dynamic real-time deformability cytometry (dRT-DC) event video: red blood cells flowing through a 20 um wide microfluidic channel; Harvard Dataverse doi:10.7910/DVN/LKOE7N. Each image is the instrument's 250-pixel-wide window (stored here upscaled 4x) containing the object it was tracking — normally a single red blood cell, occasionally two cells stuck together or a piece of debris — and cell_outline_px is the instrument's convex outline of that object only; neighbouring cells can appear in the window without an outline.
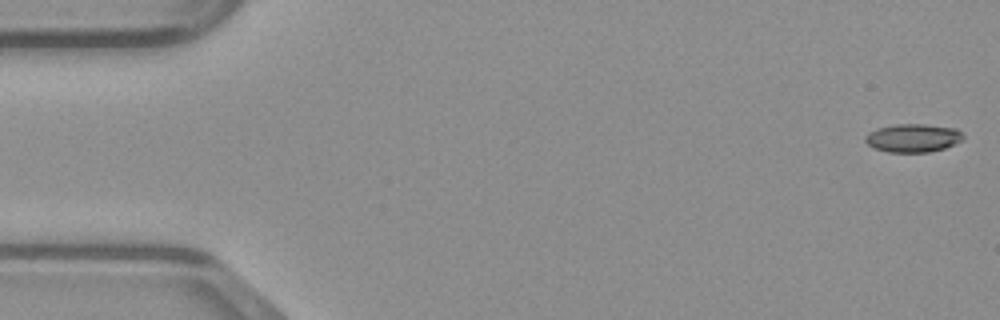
{"species": "common noctule bat (a hibernating species)", "species_latin": "Nyctalus noctula", "temperature_condition": "warm", "stored_images_in_passage": 48, "camera_frame_rate_fps": 3000, "um_per_image_px": 0.085, "animal": {"sex": "male", "body_mass_g": 23.1, "forearm_length_mm": 52.7}, "frame": {"image": 1, "passage_image": 1, "time_ms": 0.0, "image_size_px": [1000, 320], "cell_outline_px": [[964, 140], [944, 148], [928, 152], [888, 152], [876, 148], [868, 144], [864, 140], [864, 136], [868, 132], [876, 128], [896, 124], [924, 124], [956, 128], [964, 136]], "centroid_in_image_um": [77.6, 11.72], "position_along_channel_um": 7.4, "area_um2": 16.18}}
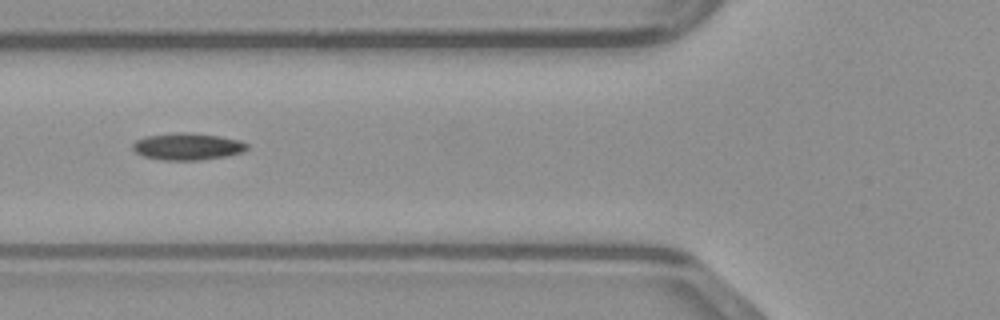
{"frame": {"image": 2, "passage_image": 18, "time_ms": 5.667, "image_size_px": [1000, 320], "cell_outline_px": [[248, 148], [244, 152], [228, 156], [200, 160], [164, 160], [144, 156], [136, 152], [132, 148], [132, 144], [136, 140], [144, 136], [176, 132], [188, 132], [220, 136], [240, 140], [248, 144]], "centroid_in_image_um": [15.96, 12.44], "position_along_channel_um": 109.8, "area_um2": 18.15}}
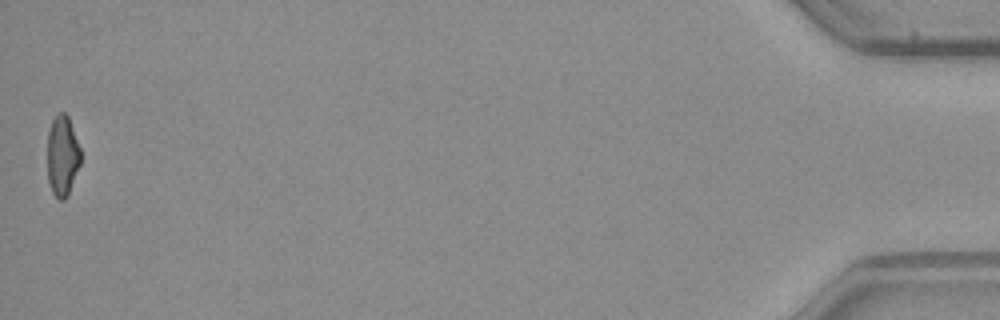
{"frame": {"image": 3, "passage_image": 48, "time_ms": 15.667, "image_size_px": [1000, 320], "cell_outline_px": [[80, 164], [68, 196], [64, 200], [60, 200], [52, 192], [48, 180], [48, 132], [52, 120], [56, 112], [64, 112], [68, 116], [80, 148]], "centroid_in_image_um": [5.3, 13.23], "position_along_channel_um": 429.9, "area_um2": 15.61}}